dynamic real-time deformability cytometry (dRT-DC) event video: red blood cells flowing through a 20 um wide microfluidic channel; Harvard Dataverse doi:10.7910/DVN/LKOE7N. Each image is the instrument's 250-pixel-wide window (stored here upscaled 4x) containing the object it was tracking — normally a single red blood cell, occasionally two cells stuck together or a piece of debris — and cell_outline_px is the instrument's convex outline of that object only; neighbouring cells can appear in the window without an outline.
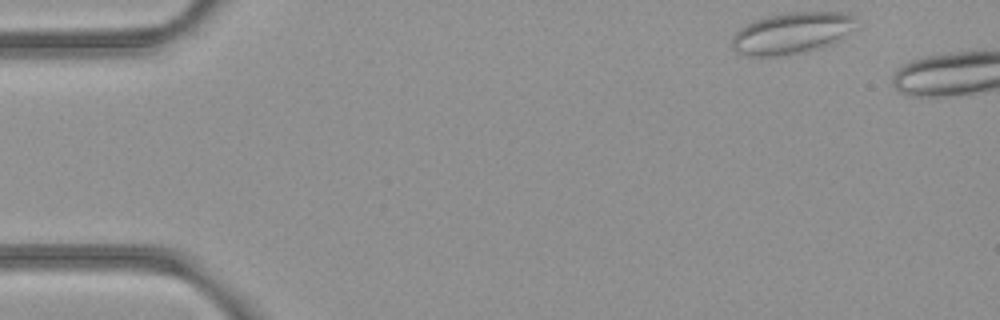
{"species": "common noctule bat (a hibernating species)", "species_latin": "Nyctalus noctula", "temperature_condition": "room temperature", "stored_images_in_passage": 5, "camera_frame_rate_fps": 3000, "um_per_image_px": 0.085, "animal": {"sex": "female", "body_mass_g": 21.9}, "frame": {"image": 1, "passage_image": 1, "time_ms": 0.0, "image_size_px": [1000, 320], "cell_outline_px": [[856, 28], [840, 40], [832, 44], [820, 48], [804, 52], [780, 56], [744, 56], [736, 52], [732, 48], [732, 36], [740, 28], [756, 20], [768, 16], [784, 12], [848, 12], [856, 16]], "centroid_in_image_um": [67.35, 2.81], "position_along_channel_um": 17.7, "area_um2": 30.46}}